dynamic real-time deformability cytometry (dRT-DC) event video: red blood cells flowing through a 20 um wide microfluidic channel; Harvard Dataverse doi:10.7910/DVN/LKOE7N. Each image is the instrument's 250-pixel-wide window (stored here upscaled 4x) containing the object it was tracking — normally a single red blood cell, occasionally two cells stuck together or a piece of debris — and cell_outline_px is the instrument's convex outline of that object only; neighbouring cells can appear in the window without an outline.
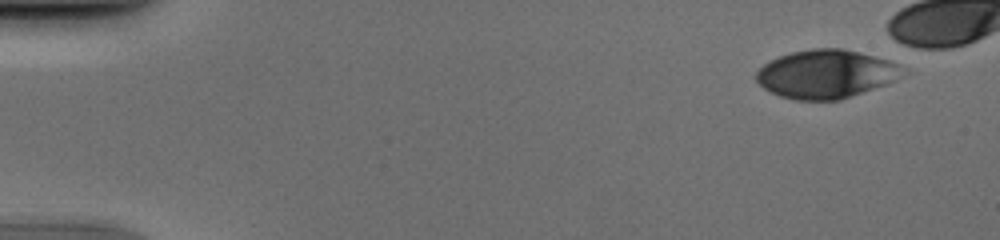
{"species": "human", "species_latin": "Homo sapiens", "temperature_condition": "cold", "stored_images_in_passage": 46, "camera_frame_rate_fps": 3000, "um_per_image_px": 0.085, "donor": {"sex": "male"}, "frame": {"image": 1, "passage_image": 4, "time_ms": 1.0, "image_size_px": [1000, 240], "cell_outline_px": [[904, 68], [892, 80], [884, 84], [840, 100], [796, 100], [780, 96], [764, 88], [756, 80], [756, 72], [764, 64], [780, 56], [792, 52], [812, 48], [840, 48], [888, 60], [900, 64]], "centroid_in_image_um": [70.15, 6.29], "position_along_channel_um": 14.9, "area_um2": 40.52}}
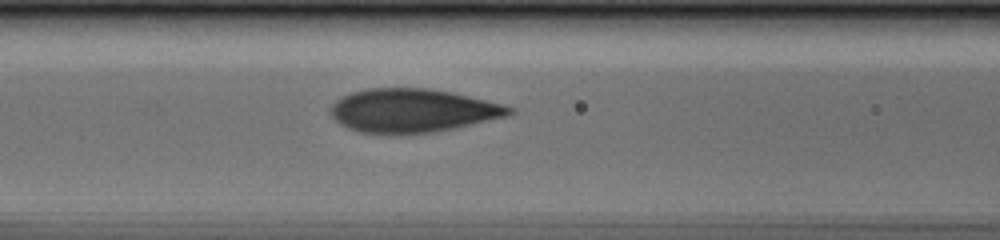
{"frame": {"image": 2, "passage_image": 23, "time_ms": 7.333, "image_size_px": [1000, 240], "cell_outline_px": [[516, 112], [508, 116], [452, 128], [432, 132], [360, 132], [348, 128], [340, 124], [328, 112], [328, 108], [336, 100], [352, 92], [368, 88], [428, 88], [452, 92], [516, 108]], "centroid_in_image_um": [35.05, 9.37], "position_along_channel_um": 131.5, "area_um2": 44.68}}
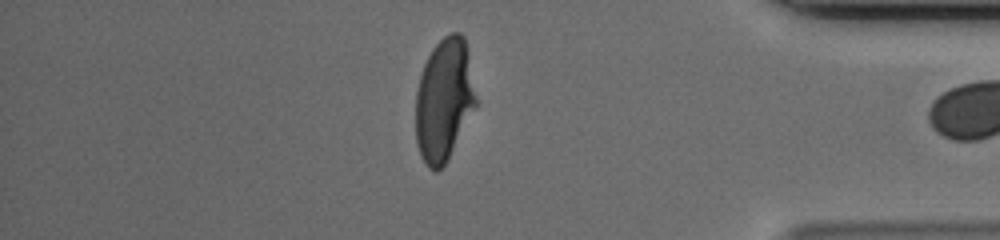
{"frame": {"image": 3, "passage_image": 45, "time_ms": 14.667, "image_size_px": [1000, 240], "cell_outline_px": [[476, 104], [448, 160], [436, 172], [428, 168], [420, 156], [416, 144], [416, 92], [420, 76], [424, 64], [432, 48], [444, 36], [452, 32], [460, 32], [464, 36], [468, 52], [476, 96]], "centroid_in_image_um": [37.73, 8.49], "position_along_channel_um": 397.5, "area_um2": 42.95}}